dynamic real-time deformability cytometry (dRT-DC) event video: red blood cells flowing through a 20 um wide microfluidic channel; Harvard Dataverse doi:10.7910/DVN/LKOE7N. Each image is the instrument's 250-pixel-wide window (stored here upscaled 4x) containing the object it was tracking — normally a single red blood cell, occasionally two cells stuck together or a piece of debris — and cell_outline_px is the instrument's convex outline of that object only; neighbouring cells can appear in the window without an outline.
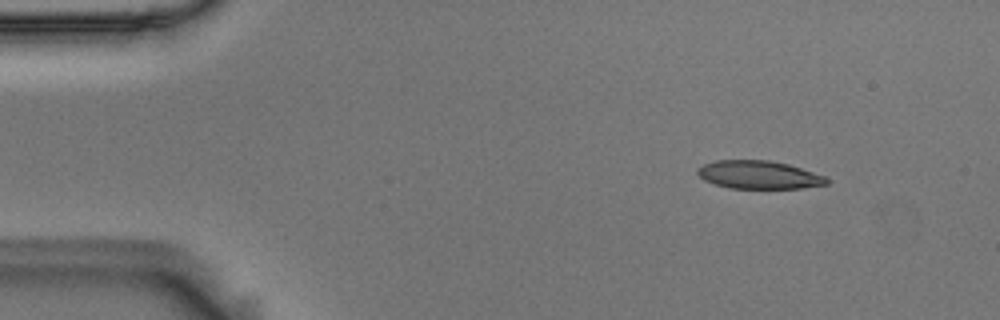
{"species": "Egyptian fruit bat (a non-hibernating species)", "species_latin": "Rousettus aegyptiacus", "temperature_condition": "room temperature", "stored_images_in_passage": 49, "camera_frame_rate_fps": 3000, "um_per_image_px": 0.085, "animal": {"sex": "male"}, "frame": {"image": 1, "passage_image": 1, "time_ms": 0.0, "image_size_px": [1000, 320], "cell_outline_px": [[828, 184], [800, 188], [728, 188], [704, 180], [696, 172], [696, 168], [704, 164], [716, 160], [768, 160], [788, 164], [824, 176], [828, 180]], "centroid_in_image_um": [64.46, 14.85], "position_along_channel_um": 20.5, "area_um2": 20.98}}
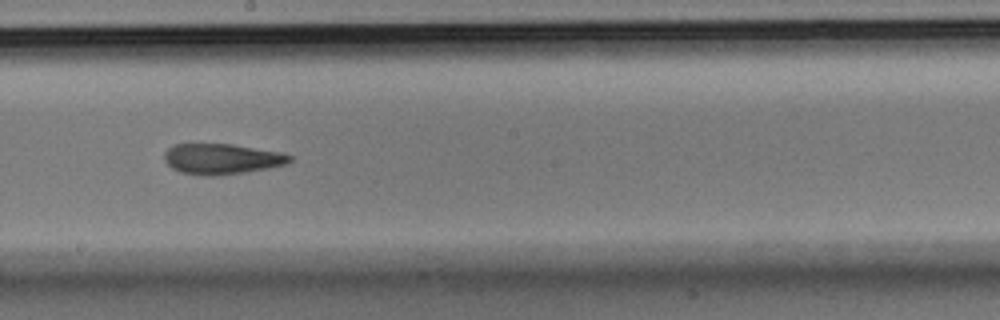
{"frame": {"image": 2, "passage_image": 25, "time_ms": 8.0, "image_size_px": [1000, 320], "cell_outline_px": [[292, 160], [288, 164], [268, 168], [244, 172], [212, 176], [208, 176], [180, 172], [172, 168], [164, 160], [164, 152], [168, 148], [176, 144], [232, 144], [280, 152], [292, 156]], "centroid_in_image_um": [18.85, 13.5], "position_along_channel_um": 229.3, "area_um2": 22.25}}
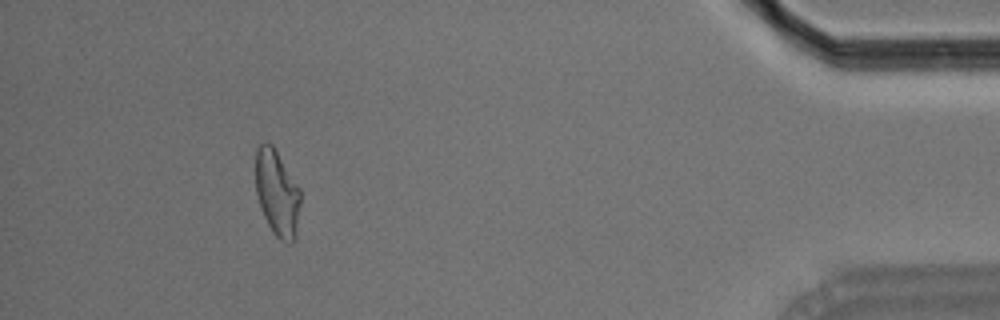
{"frame": {"image": 3, "passage_image": 45, "time_ms": 14.667, "image_size_px": [1000, 320], "cell_outline_px": [[300, 204], [296, 232], [292, 244], [288, 244], [280, 240], [272, 232], [264, 216], [256, 192], [256, 148], [264, 140], [272, 144], [300, 188]], "centroid_in_image_um": [23.55, 16.4], "position_along_channel_um": 411.6, "area_um2": 22.48}, "authors_computed_cell_mechanics": {"area_um2": 22.6576, "velocity_mm_per_s": 3.6272, "shape_relaxation_time_tau1_ms": null, "shape_relaxation_time_tau2_ms": 2.3216, "deformation_change_tau1": null, "deformation_change_tau2": 0.1094}}